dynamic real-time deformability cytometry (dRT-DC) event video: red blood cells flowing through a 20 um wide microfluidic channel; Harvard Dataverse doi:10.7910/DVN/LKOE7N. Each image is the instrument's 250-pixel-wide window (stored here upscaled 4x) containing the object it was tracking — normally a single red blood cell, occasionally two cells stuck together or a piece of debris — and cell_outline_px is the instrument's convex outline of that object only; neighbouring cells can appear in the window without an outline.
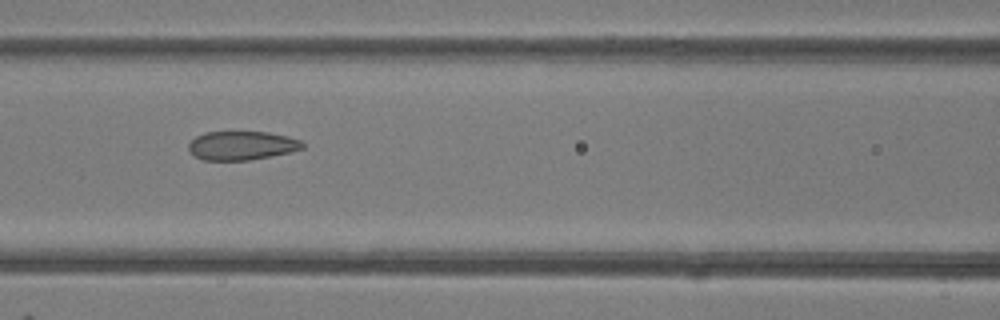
{"species": "common noctule bat (a hibernating species)", "species_latin": "Nyctalus noctula", "temperature_condition": "room temperature", "stored_images_in_passage": 8, "camera_frame_rate_fps": 3000, "um_per_image_px": 0.085, "animal": {"sex": "female"}, "frame": {"image": 1, "passage_image": 7, "time_ms": 6.667, "image_size_px": [1000, 320], "cell_outline_px": [[304, 148], [288, 152], [248, 160], [204, 160], [196, 156], [188, 148], [188, 144], [196, 136], [204, 132], [268, 132], [288, 136], [300, 140], [304, 144]], "centroid_in_image_um": [20.54, 12.36], "position_along_channel_um": 146.1, "area_um2": 18.9}}
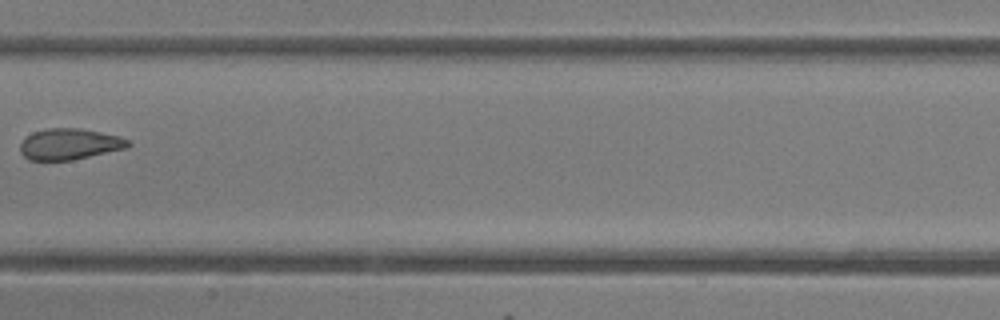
{"frame": {"image": 2, "passage_image": 8, "time_ms": 8.0, "image_size_px": [1000, 320], "cell_outline_px": [[132, 144], [128, 148], [72, 160], [28, 160], [20, 152], [20, 144], [32, 132], [48, 128], [80, 128], [120, 136], [128, 140]], "centroid_in_image_um": [5.93, 12.25], "position_along_channel_um": 201.5, "area_um2": 19.59}}